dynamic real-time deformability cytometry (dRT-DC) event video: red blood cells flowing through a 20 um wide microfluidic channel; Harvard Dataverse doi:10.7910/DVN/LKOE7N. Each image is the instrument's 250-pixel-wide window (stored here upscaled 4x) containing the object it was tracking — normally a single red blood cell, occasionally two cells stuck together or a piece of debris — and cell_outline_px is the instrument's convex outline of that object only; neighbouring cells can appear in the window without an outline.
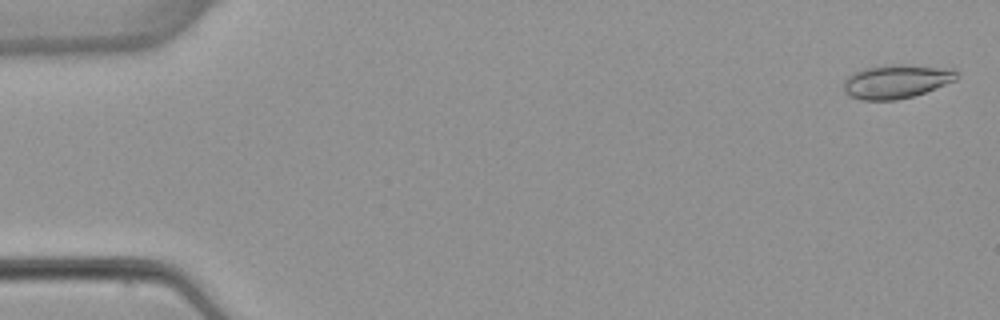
{"species": "common noctule bat (a hibernating species)", "species_latin": "Nyctalus noctula", "temperature_condition": "warm", "stored_images_in_passage": 6, "camera_frame_rate_fps": 3000, "um_per_image_px": 0.085, "animal": {"sex": "female", "body_mass_g": 22.7, "forearm_length_mm": 54.2}, "frame": {"image": 1, "passage_image": 1, "time_ms": 0.0, "image_size_px": [1000, 320], "cell_outline_px": [[960, 76], [956, 80], [936, 88], [912, 96], [896, 100], [860, 100], [848, 96], [844, 92], [844, 80], [852, 72], [864, 68], [892, 64], [904, 64], [956, 68], [960, 72]], "centroid_in_image_um": [76.22, 6.9], "position_along_channel_um": 8.8, "area_um2": 22.72}}
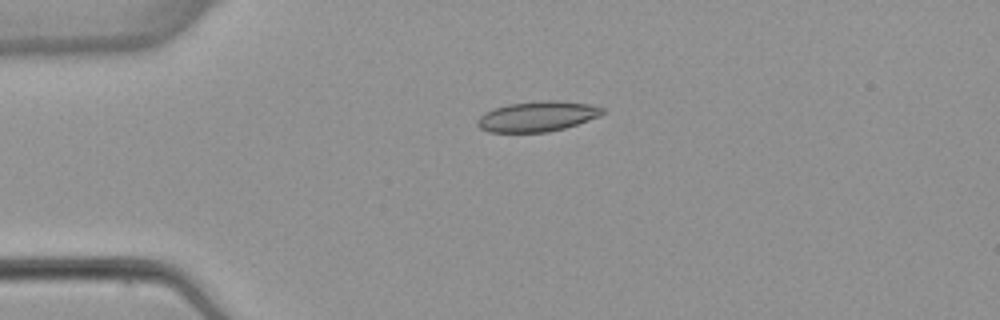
{"frame": {"image": 2, "passage_image": 4, "time_ms": 3.667, "image_size_px": [1000, 320], "cell_outline_px": [[604, 112], [600, 116], [564, 128], [548, 132], [488, 132], [480, 128], [476, 124], [476, 120], [484, 112], [508, 104], [544, 100], [556, 100], [592, 104], [604, 108]], "centroid_in_image_um": [45.67, 9.89], "position_along_channel_um": 39.3, "area_um2": 22.08}}
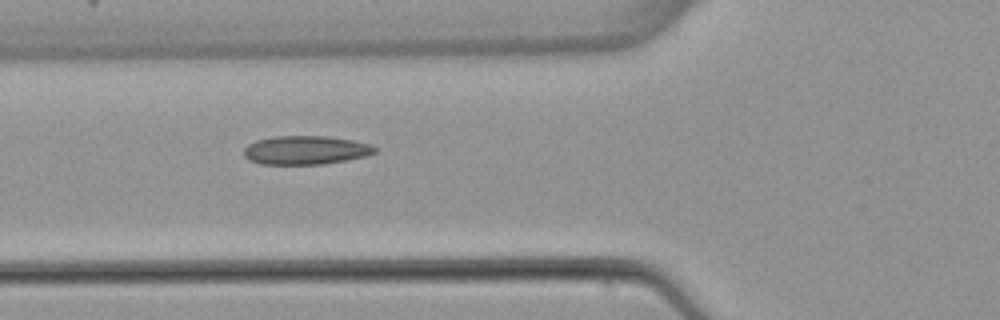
{"frame": {"image": 3, "passage_image": 6, "time_ms": 6.0, "image_size_px": [1000, 320], "cell_outline_px": [[376, 152], [368, 156], [348, 160], [324, 164], [260, 164], [248, 160], [244, 156], [244, 148], [248, 144], [256, 140], [272, 136], [328, 136], [352, 140], [372, 144], [376, 148]], "centroid_in_image_um": [25.99, 12.76], "position_along_channel_um": 99.8, "area_um2": 22.2}}